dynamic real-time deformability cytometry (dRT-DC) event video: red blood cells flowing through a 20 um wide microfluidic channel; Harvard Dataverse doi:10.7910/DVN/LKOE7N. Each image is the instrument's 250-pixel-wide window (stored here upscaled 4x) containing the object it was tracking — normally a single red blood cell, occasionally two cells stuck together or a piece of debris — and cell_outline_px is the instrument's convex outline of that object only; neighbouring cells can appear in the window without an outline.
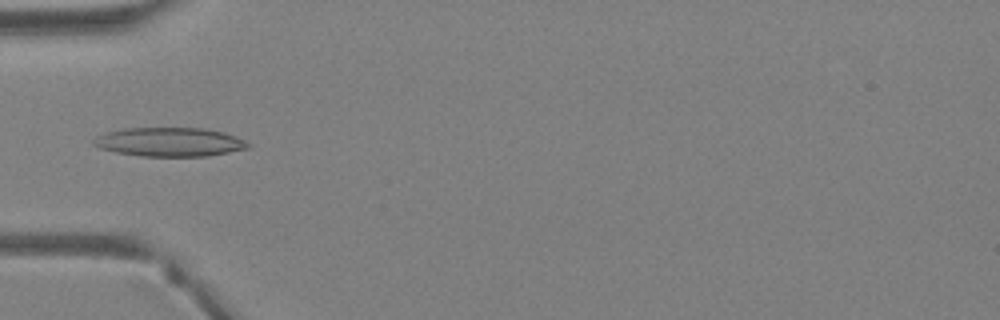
{"species": "Egyptian fruit bat (a non-hibernating species)", "species_latin": "Rousettus aegyptiacus", "temperature_condition": "warm", "stored_images_in_passage": 40, "camera_frame_rate_fps": 3000, "um_per_image_px": 0.085, "animal": {"sex": "female"}, "frame": {"image": 1, "passage_image": 14, "time_ms": 4.333, "image_size_px": [1000, 320], "cell_outline_px": [[252, 144], [248, 148], [208, 156], [140, 156], [116, 152], [100, 148], [92, 144], [92, 140], [96, 136], [108, 132], [124, 128], [204, 128], [224, 132], [236, 136]], "centroid_in_image_um": [14.42, 12.07], "position_along_channel_um": 70.6, "area_um2": 26.07}}
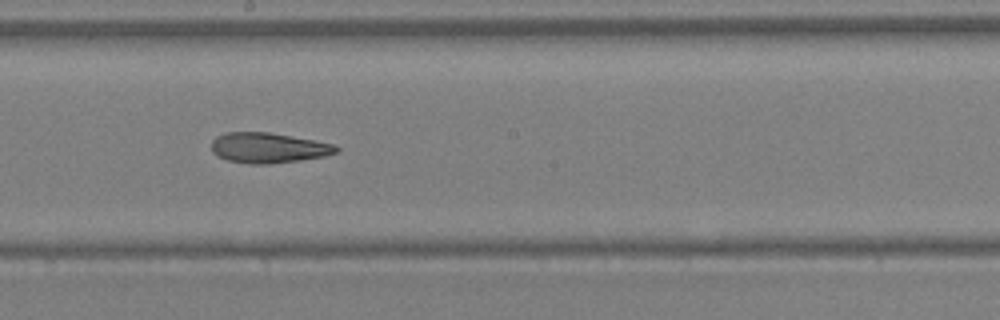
{"frame": {"image": 2, "passage_image": 23, "time_ms": 7.333, "image_size_px": [1000, 320], "cell_outline_px": [[340, 152], [324, 156], [300, 160], [268, 164], [252, 164], [228, 160], [212, 152], [212, 140], [216, 136], [228, 132], [268, 132], [312, 140], [332, 144], [340, 148]], "centroid_in_image_um": [22.81, 12.56], "position_along_channel_um": 225.4, "area_um2": 21.79}}
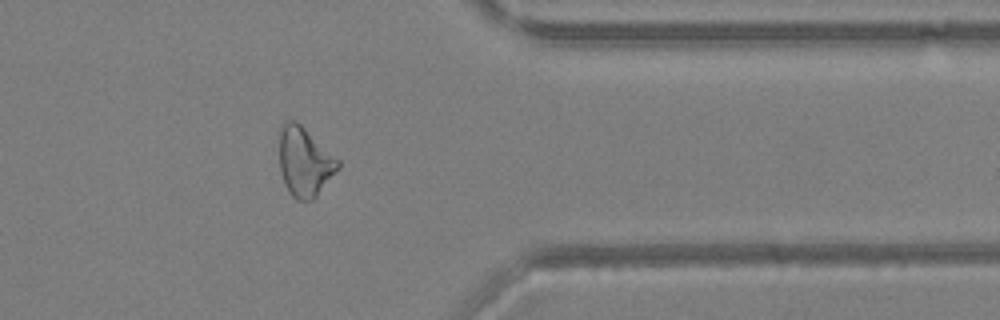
{"frame": {"image": 3, "passage_image": 33, "time_ms": 10.667, "image_size_px": [1000, 320], "cell_outline_px": [[340, 168], [316, 196], [312, 200], [296, 200], [288, 192], [284, 184], [280, 168], [280, 132], [284, 120], [292, 120], [300, 124], [340, 160]], "centroid_in_image_um": [25.9, 13.77], "position_along_channel_um": 385.5, "area_um2": 23.58}}